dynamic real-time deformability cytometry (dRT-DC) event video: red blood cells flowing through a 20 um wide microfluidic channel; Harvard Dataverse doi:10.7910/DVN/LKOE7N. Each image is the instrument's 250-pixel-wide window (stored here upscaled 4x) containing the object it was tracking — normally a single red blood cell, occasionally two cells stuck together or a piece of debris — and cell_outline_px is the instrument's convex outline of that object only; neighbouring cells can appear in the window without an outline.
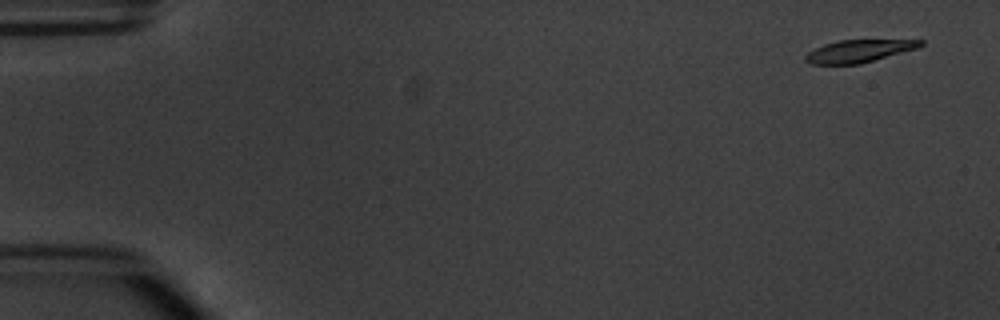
{"species": "common noctule bat (a hibernating species)", "species_latin": "Nyctalus noctula", "temperature_condition": "warm", "stored_images_in_passage": 5, "camera_frame_rate_fps": 3000, "um_per_image_px": 0.085, "animal": {"sex": "male", "body_mass_g": 20.1, "forearm_length_mm": 53.5}, "frame": {"image": 1, "passage_image": 1, "time_ms": 0.0, "image_size_px": [1000, 320], "cell_outline_px": [[924, 44], [916, 48], [860, 64], [808, 64], [804, 60], [804, 56], [808, 52], [824, 44], [840, 40], [924, 40]], "centroid_in_image_um": [72.95, 4.34], "position_along_channel_um": 12.0, "area_um2": 14.91}}
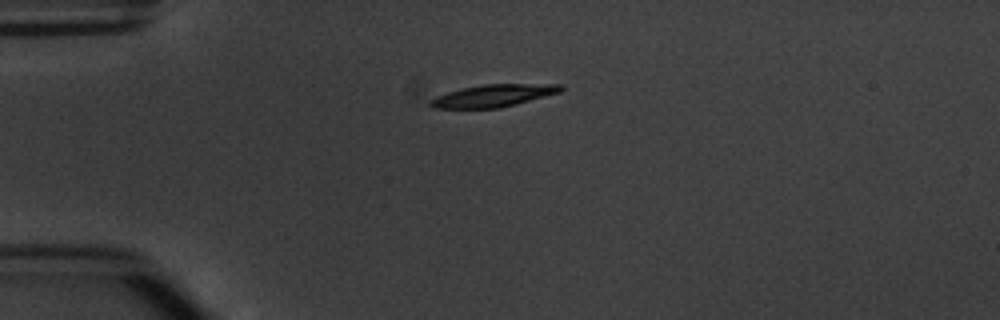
{"frame": {"image": 2, "passage_image": 4, "time_ms": 3.667, "image_size_px": [1000, 320], "cell_outline_px": [[564, 88], [560, 92], [500, 108], [432, 108], [428, 104], [428, 100], [436, 96], [448, 92], [464, 88], [484, 84], [560, 84]], "centroid_in_image_um": [41.9, 8.13], "position_along_channel_um": 43.1, "area_um2": 16.82}}